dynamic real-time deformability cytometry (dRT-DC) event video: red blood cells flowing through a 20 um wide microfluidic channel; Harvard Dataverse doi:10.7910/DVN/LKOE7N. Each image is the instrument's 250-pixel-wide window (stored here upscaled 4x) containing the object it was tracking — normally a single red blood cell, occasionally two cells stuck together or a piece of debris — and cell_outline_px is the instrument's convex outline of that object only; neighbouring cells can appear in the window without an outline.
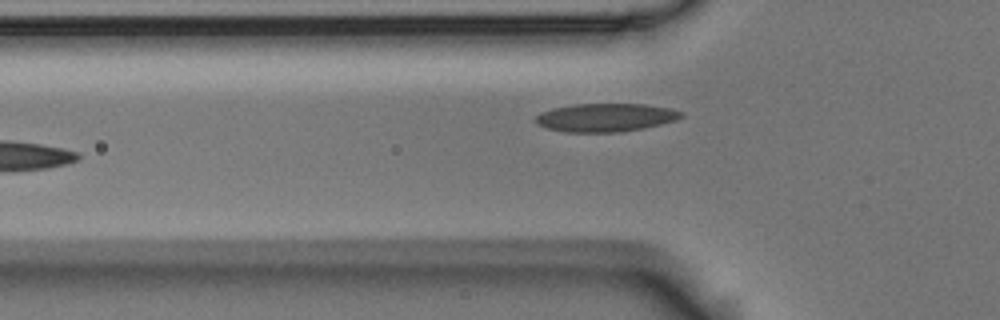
{"species": "Egyptian fruit bat (a non-hibernating species)", "species_latin": "Rousettus aegyptiacus", "temperature_condition": "room temperature", "stored_images_in_passage": 6, "camera_frame_rate_fps": 3000, "um_per_image_px": 0.085, "animal": {"sex": "male"}, "frame": {"image": 1, "passage_image": 6, "time_ms": 1.667, "image_size_px": [1000, 320], "cell_outline_px": [[684, 116], [676, 120], [644, 128], [620, 132], [564, 132], [548, 128], [536, 124], [532, 120], [540, 112], [552, 108], [572, 104], [644, 104], [672, 108], [684, 112]], "centroid_in_image_um": [51.46, 9.98], "position_along_channel_um": 74.3, "area_um2": 24.28}}